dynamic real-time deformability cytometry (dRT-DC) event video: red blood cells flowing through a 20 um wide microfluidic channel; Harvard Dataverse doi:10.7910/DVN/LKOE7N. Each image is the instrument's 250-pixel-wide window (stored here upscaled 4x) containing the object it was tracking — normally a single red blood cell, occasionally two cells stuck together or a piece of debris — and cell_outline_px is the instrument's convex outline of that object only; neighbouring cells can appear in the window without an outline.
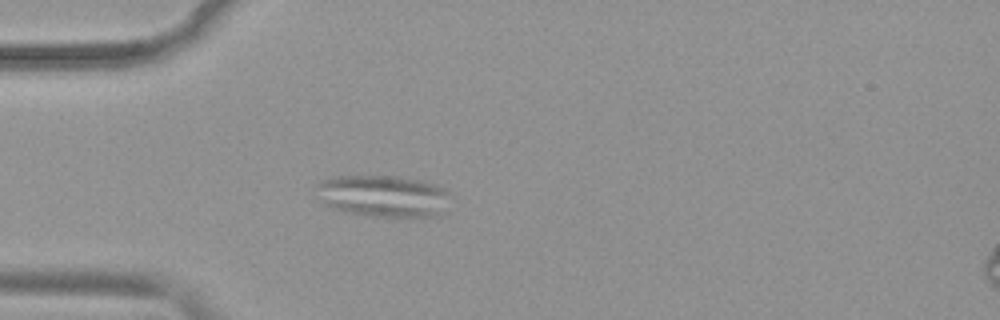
{"species": "common noctule bat (a hibernating species)", "species_latin": "Nyctalus noctula", "temperature_condition": "warm", "stored_images_in_passage": 43, "camera_frame_rate_fps": 3000, "um_per_image_px": 0.085, "animal": {"sex": "female", "body_mass_g": 19.9}, "frame": {"image": 1, "passage_image": 6, "time_ms": 1.667, "image_size_px": [1000, 320], "cell_outline_px": [[448, 192], [440, 216], [368, 216], [344, 212], [332, 208], [324, 204], [320, 200], [320, 184], [324, 180], [336, 176], [396, 176], [420, 180], [436, 184], [444, 188]], "centroid_in_image_um": [32.57, 16.66], "position_along_channel_um": 52.4, "area_um2": 32.08}}
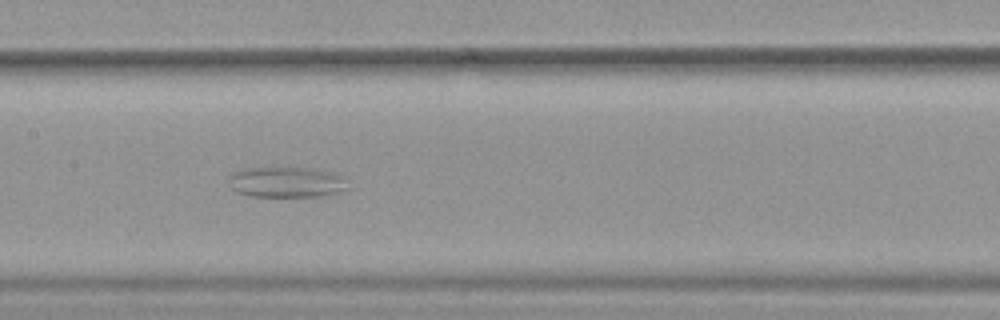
{"frame": {"image": 2, "passage_image": 17, "time_ms": 5.333, "image_size_px": [1000, 320], "cell_outline_px": [[348, 188], [340, 192], [328, 196], [248, 196], [236, 192], [232, 188], [228, 176], [232, 172], [240, 168], [312, 168], [332, 172], [340, 176]], "centroid_in_image_um": [24.31, 15.48], "position_along_channel_um": 183.1, "area_um2": 21.27}}
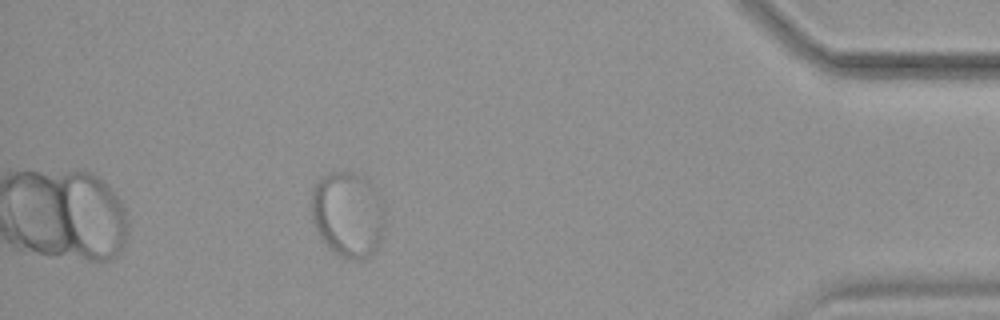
{"frame": {"image": 3, "passage_image": 38, "time_ms": 12.333, "image_size_px": [1000, 320], "cell_outline_px": [[384, 224], [380, 240], [376, 252], [364, 260], [356, 260], [340, 256], [332, 252], [320, 240], [316, 232], [312, 220], [312, 192], [320, 176], [328, 172], [356, 172], [364, 176], [372, 184], [384, 200]], "centroid_in_image_um": [29.58, 18.23], "position_along_channel_um": 405.6, "area_um2": 37.63}}